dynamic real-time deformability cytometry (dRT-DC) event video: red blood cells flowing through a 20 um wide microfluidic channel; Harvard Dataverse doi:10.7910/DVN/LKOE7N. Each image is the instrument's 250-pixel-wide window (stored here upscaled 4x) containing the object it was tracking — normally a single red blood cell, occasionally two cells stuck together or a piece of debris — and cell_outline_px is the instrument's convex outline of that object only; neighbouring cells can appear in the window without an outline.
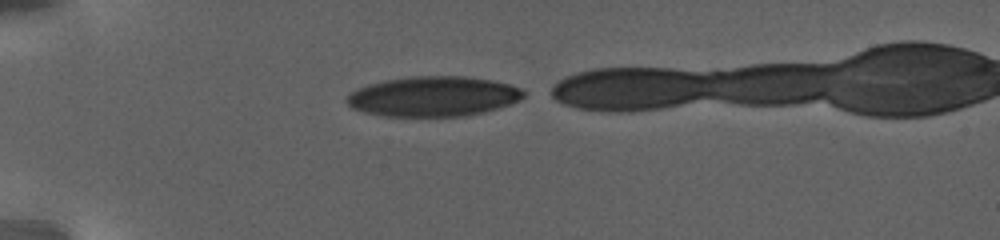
{"species": "human", "species_latin": "Homo sapiens", "temperature_condition": "warm", "stored_images_in_passage": 32, "camera_frame_rate_fps": 3000, "um_per_image_px": 0.085, "donor": {"sex": "female"}, "frame": {"image": 1, "passage_image": 1, "time_ms": 0.0, "image_size_px": [1000, 240], "cell_outline_px": [[524, 96], [520, 100], [512, 104], [484, 112], [464, 116], [384, 116], [364, 112], [352, 108], [344, 100], [352, 92], [368, 84], [384, 80], [412, 76], [464, 76], [492, 80], [508, 84], [520, 88], [524, 92]], "centroid_in_image_um": [36.84, 8.19], "position_along_channel_um": 48.2, "area_um2": 41.27}}
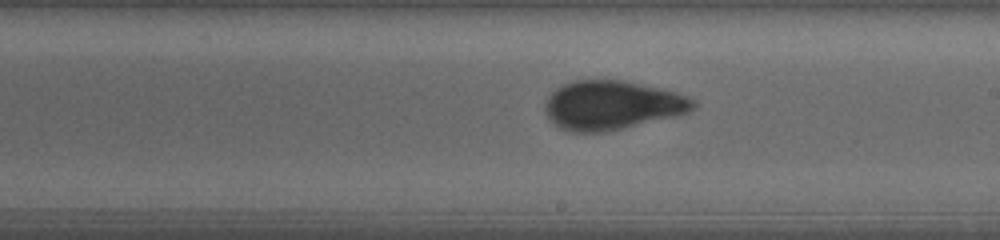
{"frame": {"image": 2, "passage_image": 18, "time_ms": 8.0, "image_size_px": [1000, 240], "cell_outline_px": [[696, 108], [688, 112], [672, 116], [604, 132], [572, 132], [560, 128], [548, 116], [544, 108], [544, 104], [548, 96], [556, 88], [572, 80], [624, 80], [660, 88], [676, 92], [688, 96], [696, 100]], "centroid_in_image_um": [52.01, 8.92], "position_along_channel_um": 237.0, "area_um2": 42.02}}
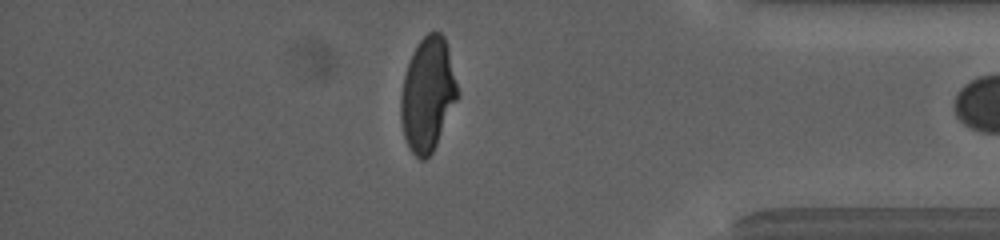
{"frame": {"image": 3, "passage_image": 31, "time_ms": 14.667, "image_size_px": [1000, 240], "cell_outline_px": [[460, 92], [436, 144], [432, 152], [424, 160], [420, 160], [408, 148], [404, 136], [400, 120], [400, 96], [404, 76], [412, 52], [420, 40], [428, 32], [440, 32], [444, 36], [448, 48]], "centroid_in_image_um": [36.34, 8.01], "position_along_channel_um": 398.9, "area_um2": 37.57}}